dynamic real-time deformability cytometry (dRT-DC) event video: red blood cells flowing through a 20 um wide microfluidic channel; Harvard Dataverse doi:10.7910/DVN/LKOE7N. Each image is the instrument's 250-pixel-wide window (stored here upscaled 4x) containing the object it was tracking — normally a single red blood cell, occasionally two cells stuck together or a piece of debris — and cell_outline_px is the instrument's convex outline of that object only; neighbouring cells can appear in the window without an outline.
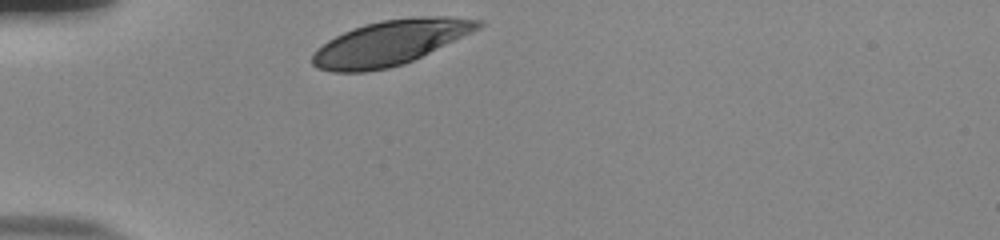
{"species": "human", "species_latin": "Homo sapiens", "temperature_condition": "room temperature", "stored_images_in_passage": 31, "camera_frame_rate_fps": 3000, "um_per_image_px": 0.085, "donor": {"sex": "male"}, "frame": {"image": 1, "passage_image": 1, "time_ms": 0.0, "image_size_px": [1000, 240], "cell_outline_px": [[484, 24], [480, 28], [472, 32], [404, 64], [388, 68], [364, 72], [332, 72], [316, 68], [312, 64], [312, 56], [316, 48], [328, 40], [352, 28], [364, 24], [384, 20], [420, 16], [448, 16], [484, 20]], "centroid_in_image_um": [33.15, 3.63], "position_along_channel_um": 51.8, "area_um2": 43.23}}
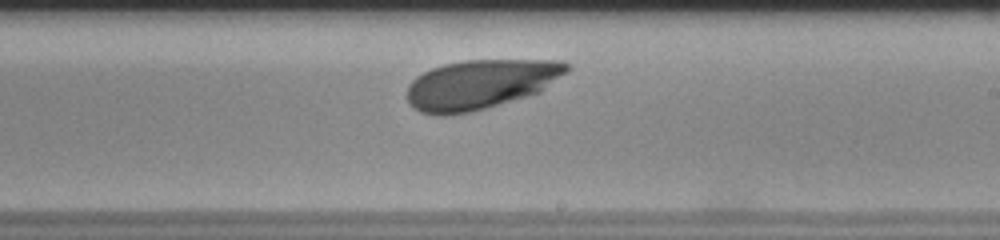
{"frame": {"image": 2, "passage_image": 19, "time_ms": 6.0, "image_size_px": [1000, 240], "cell_outline_px": [[568, 68], [564, 72], [540, 92], [528, 96], [472, 112], [448, 116], [436, 116], [420, 112], [412, 108], [408, 104], [408, 84], [416, 76], [432, 68], [444, 64], [460, 60], [560, 60], [568, 64]], "centroid_in_image_um": [40.76, 7.18], "position_along_channel_um": 248.2, "area_um2": 46.12}}
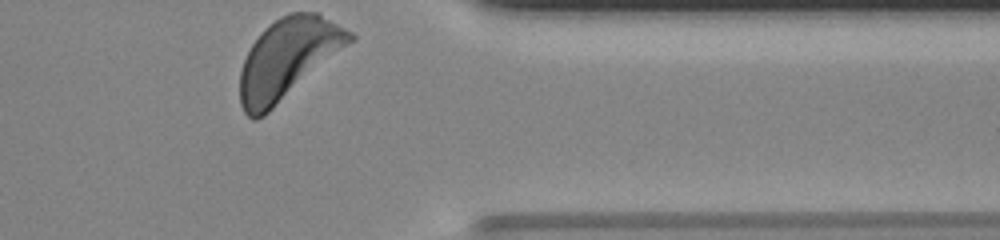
{"frame": {"image": 3, "passage_image": 31, "time_ms": 10.0, "image_size_px": [1000, 240], "cell_outline_px": [[356, 40], [264, 116], [256, 120], [252, 120], [244, 112], [240, 104], [240, 72], [244, 60], [252, 44], [260, 32], [264, 28], [280, 16], [288, 12], [316, 12], [352, 32], [356, 36]], "centroid_in_image_um": [24.49, 4.98], "position_along_channel_um": 386.9, "area_um2": 51.5}, "authors_computed_cell_mechanics": {"area_um2": 45.1996, "velocity_mm_per_s": 3.6623, "shape_relaxation_time_tau1_ms": 2.855, "shape_relaxation_time_tau2_ms": null, "deformation_change_tau1": 0.1427, "deformation_change_tau2": null}}